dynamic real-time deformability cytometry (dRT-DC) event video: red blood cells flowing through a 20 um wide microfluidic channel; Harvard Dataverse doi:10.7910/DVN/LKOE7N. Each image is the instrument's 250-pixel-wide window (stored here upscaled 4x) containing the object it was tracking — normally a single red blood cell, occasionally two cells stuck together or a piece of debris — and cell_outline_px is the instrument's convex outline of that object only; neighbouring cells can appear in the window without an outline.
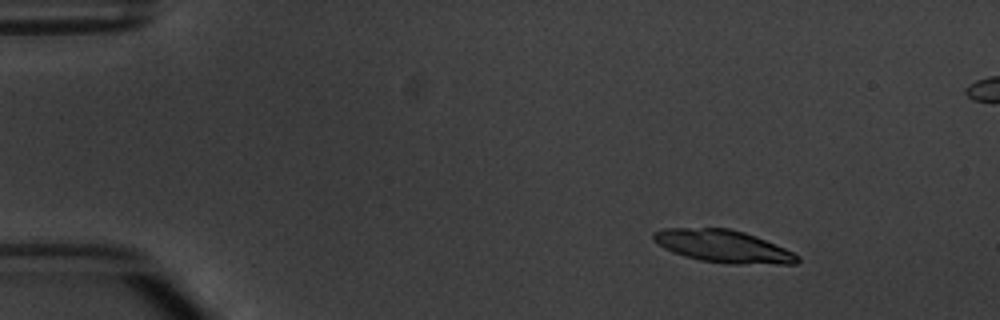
{"species": "common noctule bat (a hibernating species)", "species_latin": "Nyctalus noctula", "temperature_condition": "warm", "stored_images_in_passage": 5, "camera_frame_rate_fps": 3000, "um_per_image_px": 0.085, "animal": {"sex": "male", "body_mass_g": 20.1, "forearm_length_mm": 53.5}, "frame": {"image": 1, "passage_image": 2, "time_ms": 1.333, "image_size_px": [1000, 320], "cell_outline_px": [[800, 260], [796, 264], [728, 264], [700, 260], [684, 256], [672, 252], [664, 248], [652, 236], [652, 232], [664, 228], [728, 228], [744, 232], [756, 236], [784, 248], [800, 256]], "centroid_in_image_um": [61.49, 20.94], "position_along_channel_um": 23.5, "area_um2": 27.22}}